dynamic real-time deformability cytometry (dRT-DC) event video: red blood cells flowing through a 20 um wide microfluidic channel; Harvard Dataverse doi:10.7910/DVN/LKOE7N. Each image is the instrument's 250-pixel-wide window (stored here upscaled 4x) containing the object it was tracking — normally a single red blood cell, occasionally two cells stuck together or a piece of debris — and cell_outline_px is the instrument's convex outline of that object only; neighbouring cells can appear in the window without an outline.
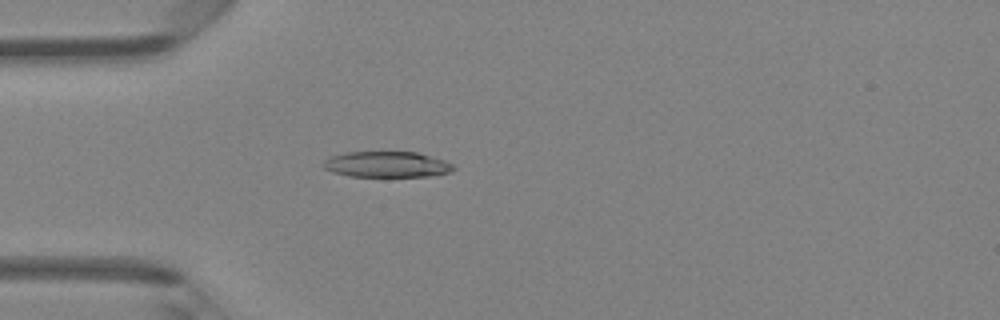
{"species": "Egyptian fruit bat (a non-hibernating species)", "species_latin": "Rousettus aegyptiacus", "temperature_condition": "room temperature", "stored_images_in_passage": 40, "camera_frame_rate_fps": 3000, "um_per_image_px": 0.085, "animal": {"sex": "female"}, "frame": {"image": 1, "passage_image": 6, "time_ms": 1.667, "image_size_px": [1000, 320], "cell_outline_px": [[456, 168], [448, 172], [428, 176], [348, 176], [332, 172], [324, 168], [320, 164], [328, 156], [344, 152], [416, 152], [432, 156], [444, 160], [452, 164]], "centroid_in_image_um": [32.81, 13.96], "position_along_channel_um": 52.2, "area_um2": 19.65}}
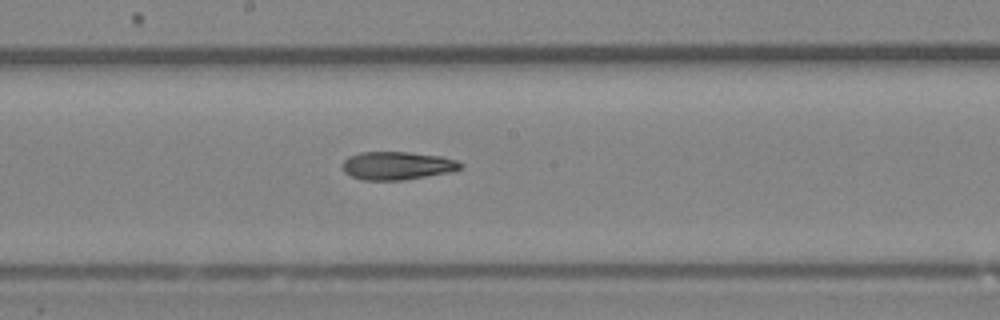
{"frame": {"image": 2, "passage_image": 18, "time_ms": 5.667, "image_size_px": [1000, 320], "cell_outline_px": [[464, 164], [456, 172], [404, 180], [360, 180], [344, 172], [344, 160], [348, 156], [360, 152], [408, 152], [440, 156], [456, 160]], "centroid_in_image_um": [33.81, 14.09], "position_along_channel_um": 214.4, "area_um2": 19.54}}
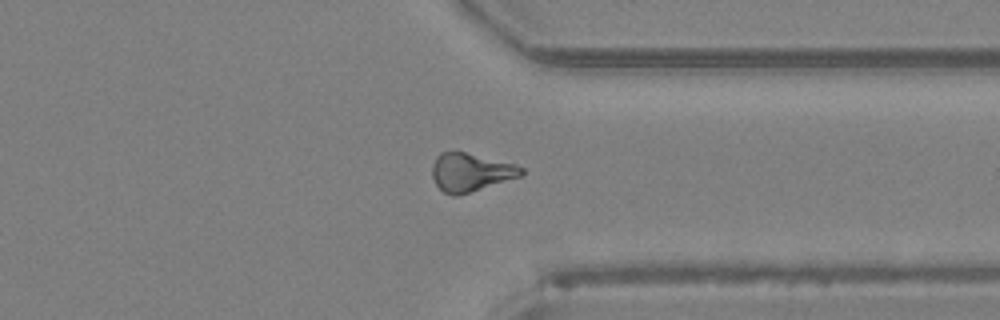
{"frame": {"image": 3, "passage_image": 29, "time_ms": 9.333, "image_size_px": [1000, 320], "cell_outline_px": [[524, 172], [520, 176], [456, 196], [452, 196], [444, 192], [436, 184], [432, 176], [432, 164], [436, 156], [440, 152], [464, 152], [516, 164], [524, 168]], "centroid_in_image_um": [39.98, 14.63], "position_along_channel_um": 371.4, "area_um2": 19.59}, "authors_computed_cell_mechanics": {"area_um2": 19.6231, "velocity_mm_per_s": 4.2959, "shape_relaxation_time_tau1_ms": null, "shape_relaxation_time_tau2_ms": 6.2362, "deformation_change_tau1": null, "deformation_change_tau2": 0.18}}